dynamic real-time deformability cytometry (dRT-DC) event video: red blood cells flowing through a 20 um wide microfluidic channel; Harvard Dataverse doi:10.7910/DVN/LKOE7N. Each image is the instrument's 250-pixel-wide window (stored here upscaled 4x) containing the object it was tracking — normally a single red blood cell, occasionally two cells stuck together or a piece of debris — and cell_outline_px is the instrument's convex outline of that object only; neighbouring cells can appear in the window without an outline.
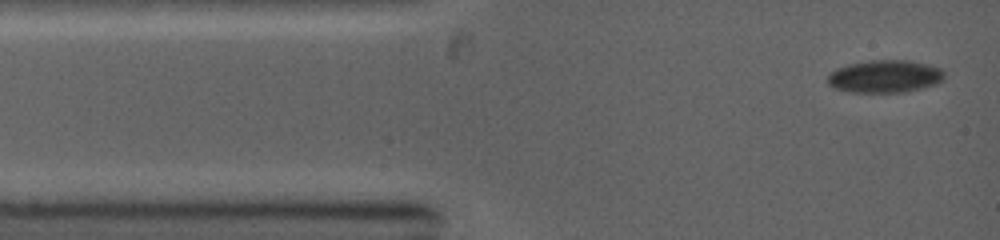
{"species": "common noctule bat (a hibernating species)", "species_latin": "Nyctalus noctula", "temperature_condition": "warm", "stored_images_in_passage": 7, "camera_frame_rate_fps": 5000, "um_per_image_px": 0.085, "animal": {"sex": "female", "body_mass_g": 19.0, "forearm_length_mm": 53.3}, "frame": {"image": 1, "passage_image": 1, "time_ms": 0.0, "image_size_px": [1000, 240], "cell_outline_px": [[944, 80], [936, 84], [904, 92], [848, 92], [832, 88], [828, 84], [828, 76], [836, 68], [848, 64], [868, 60], [908, 60], [928, 64], [940, 68], [944, 72]], "centroid_in_image_um": [75.2, 6.49], "position_along_channel_um": 9.8, "area_um2": 22.31}}
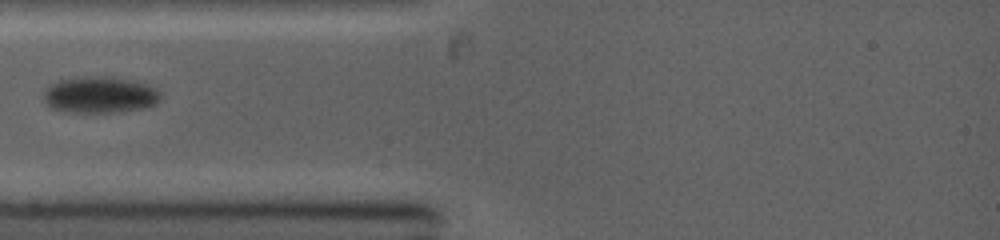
{"frame": {"image": 2, "passage_image": 5, "time_ms": 2.8, "image_size_px": [1000, 240], "cell_outline_px": [[160, 100], [156, 104], [144, 108], [112, 112], [64, 112], [48, 108], [44, 100], [44, 88], [48, 84], [60, 80], [88, 76], [112, 76], [132, 80], [156, 88], [160, 92]], "centroid_in_image_um": [8.44, 8.06], "position_along_channel_um": 76.6, "area_um2": 25.14}}
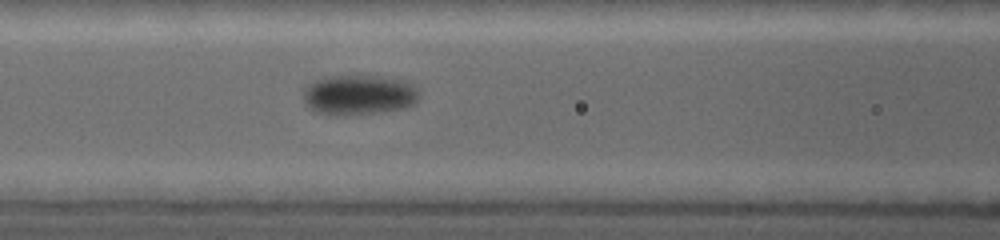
{"frame": {"image": 3, "passage_image": 7, "time_ms": 4.2, "image_size_px": [1000, 240], "cell_outline_px": [[416, 100], [408, 108], [376, 112], [340, 116], [332, 116], [316, 112], [308, 108], [304, 100], [304, 88], [308, 84], [316, 80], [328, 76], [380, 76], [412, 84], [416, 88]], "centroid_in_image_um": [30.42, 8.08], "position_along_channel_um": 136.2, "area_um2": 26.82}}